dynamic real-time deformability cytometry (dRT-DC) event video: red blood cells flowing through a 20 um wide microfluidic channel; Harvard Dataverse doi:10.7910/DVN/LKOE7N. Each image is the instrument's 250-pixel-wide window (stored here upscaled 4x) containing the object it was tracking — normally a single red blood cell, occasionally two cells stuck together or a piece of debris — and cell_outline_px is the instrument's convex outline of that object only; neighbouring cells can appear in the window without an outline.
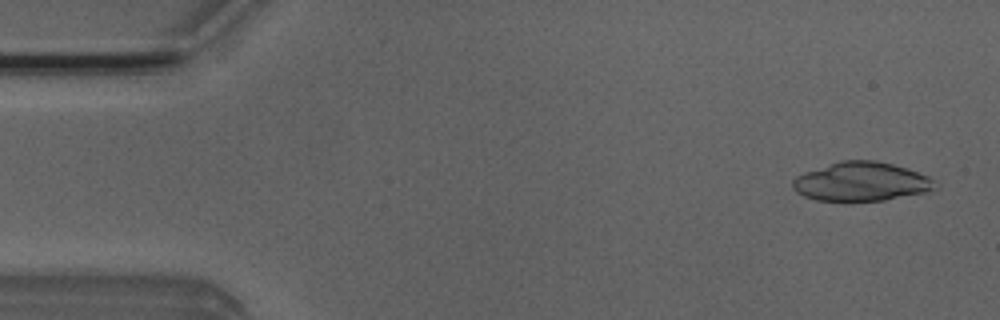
{"species": "Egyptian fruit bat (a non-hibernating species)", "species_latin": "Rousettus aegyptiacus", "temperature_condition": "room temperature", "stored_images_in_passage": 4, "camera_frame_rate_fps": 3000, "um_per_image_px": 0.085, "animal": {"sex": "male"}, "frame": {"image": 1, "passage_image": 1, "time_ms": 0.0, "image_size_px": [1000, 320], "cell_outline_px": [[936, 188], [924, 192], [884, 200], [816, 200], [804, 196], [796, 192], [792, 188], [792, 180], [796, 176], [804, 172], [840, 160], [876, 160], [908, 168], [928, 176], [932, 180]], "centroid_in_image_um": [73.16, 15.42], "position_along_channel_um": 11.8, "area_um2": 32.02}}